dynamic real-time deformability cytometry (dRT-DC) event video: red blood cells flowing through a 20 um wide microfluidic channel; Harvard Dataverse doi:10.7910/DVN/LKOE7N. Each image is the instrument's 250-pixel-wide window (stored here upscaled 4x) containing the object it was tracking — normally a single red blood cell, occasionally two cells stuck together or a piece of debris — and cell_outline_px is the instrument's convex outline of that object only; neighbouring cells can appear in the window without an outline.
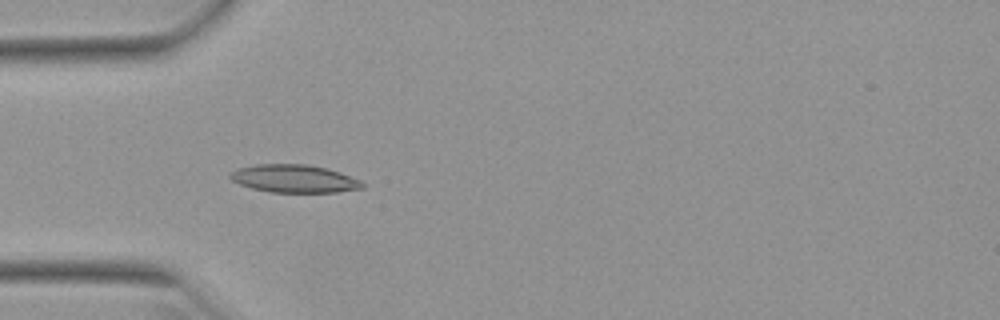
{"species": "Egyptian fruit bat (a non-hibernating species)", "species_latin": "Rousettus aegyptiacus", "temperature_condition": "warm", "stored_images_in_passage": 52, "camera_frame_rate_fps": 3000, "um_per_image_px": 0.085, "animal": {"sex": "female"}, "frame": {"image": 1, "passage_image": 16, "time_ms": 5.0, "image_size_px": [1000, 320], "cell_outline_px": [[364, 188], [336, 192], [272, 192], [252, 188], [240, 184], [232, 180], [228, 176], [232, 172], [240, 168], [256, 164], [308, 164], [328, 168], [340, 172], [360, 180], [364, 184]], "centroid_in_image_um": [25.04, 15.18], "position_along_channel_um": 60.0, "area_um2": 21.39}}
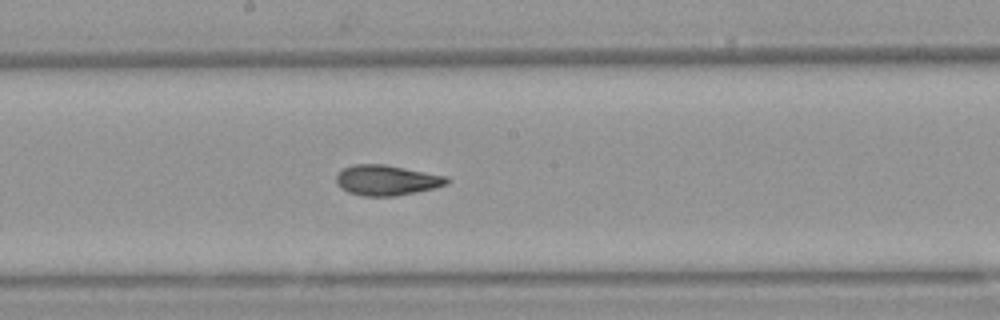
{"frame": {"image": 2, "passage_image": 28, "time_ms": 9.0, "image_size_px": [1000, 320], "cell_outline_px": [[448, 184], [436, 188], [396, 196], [364, 196], [348, 192], [340, 188], [336, 180], [336, 176], [344, 168], [352, 164], [384, 164], [448, 176]], "centroid_in_image_um": [32.88, 15.32], "position_along_channel_um": 215.3, "area_um2": 19.59}}
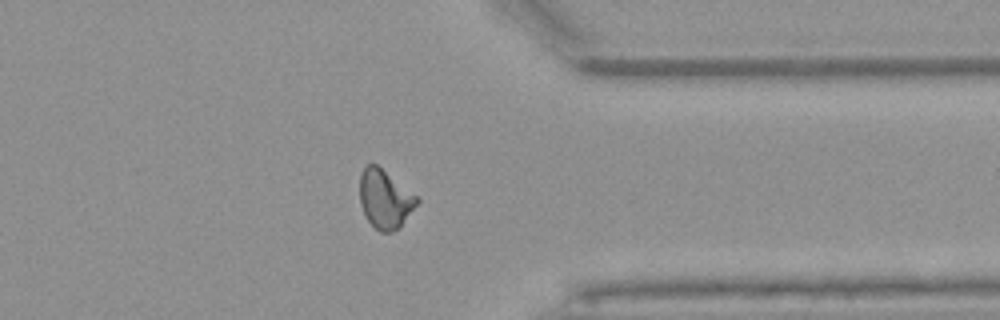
{"frame": {"image": 3, "passage_image": 41, "time_ms": 13.333, "image_size_px": [1000, 320], "cell_outline_px": [[420, 200], [400, 228], [392, 232], [380, 232], [368, 220], [360, 204], [360, 176], [364, 168], [368, 164], [376, 164], [416, 196]], "centroid_in_image_um": [32.72, 16.95], "position_along_channel_um": 378.7, "area_um2": 19.19}, "authors_computed_cell_mechanics": {"area_um2": 19.5942, "velocity_mm_per_s": 3.9571, "shape_relaxation_time_tau1_ms": 6.3776, "shape_relaxation_time_tau2_ms": 1.4815, "deformation_change_tau1": 0.2071, "deformation_change_tau2": 0.0829}}